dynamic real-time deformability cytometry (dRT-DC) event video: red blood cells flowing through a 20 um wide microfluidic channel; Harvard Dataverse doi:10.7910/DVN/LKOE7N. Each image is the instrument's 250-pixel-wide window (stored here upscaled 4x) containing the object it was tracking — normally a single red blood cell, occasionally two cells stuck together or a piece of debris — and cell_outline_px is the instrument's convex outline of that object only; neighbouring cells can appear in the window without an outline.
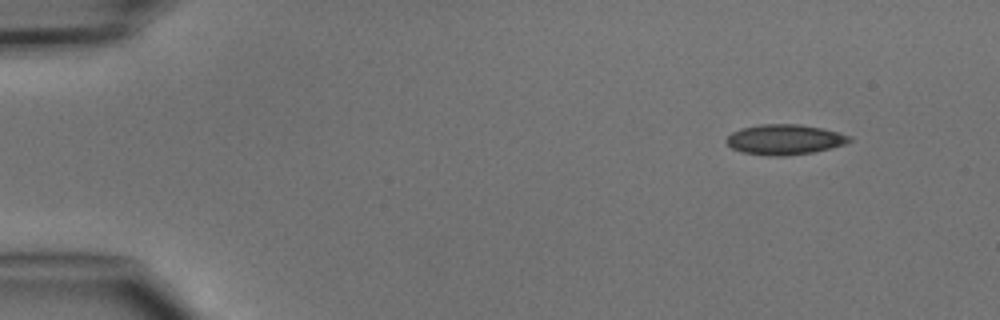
{"species": "common noctule bat (a hibernating species)", "species_latin": "Nyctalus noctula", "temperature_condition": "cold", "stored_images_in_passage": 5, "camera_frame_rate_fps": 3000, "um_per_image_px": 0.085, "animal": {"sex": "male", "body_mass_g": 15.6}, "frame": {"image": 1, "passage_image": 1, "time_ms": 0.0, "image_size_px": [1000, 320], "cell_outline_px": [[852, 140], [844, 144], [812, 152], [784, 156], [768, 156], [744, 152], [732, 148], [724, 140], [732, 132], [740, 128], [760, 124], [800, 124], [840, 132], [852, 136]], "centroid_in_image_um": [66.68, 11.85], "position_along_channel_um": 18.3, "area_um2": 21.62}}
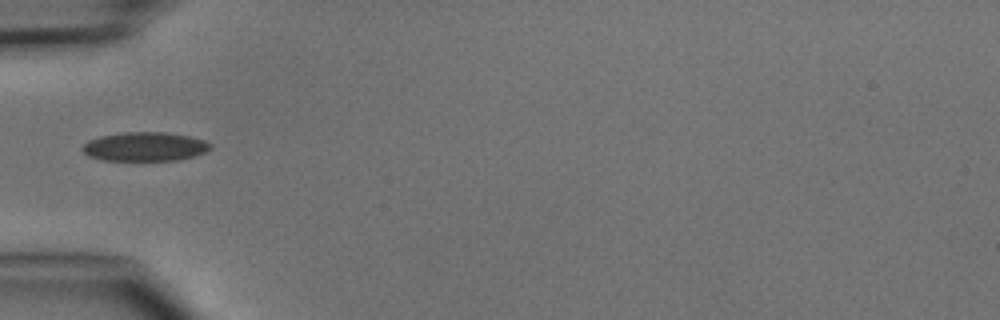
{"frame": {"image": 2, "passage_image": 4, "time_ms": 3.667, "image_size_px": [1000, 320], "cell_outline_px": [[212, 148], [204, 152], [192, 156], [176, 160], [104, 160], [88, 156], [80, 148], [88, 140], [100, 136], [124, 132], [168, 132], [192, 136], [204, 140], [212, 144]], "centroid_in_image_um": [12.31, 12.45], "position_along_channel_um": 72.7, "area_um2": 21.68}}